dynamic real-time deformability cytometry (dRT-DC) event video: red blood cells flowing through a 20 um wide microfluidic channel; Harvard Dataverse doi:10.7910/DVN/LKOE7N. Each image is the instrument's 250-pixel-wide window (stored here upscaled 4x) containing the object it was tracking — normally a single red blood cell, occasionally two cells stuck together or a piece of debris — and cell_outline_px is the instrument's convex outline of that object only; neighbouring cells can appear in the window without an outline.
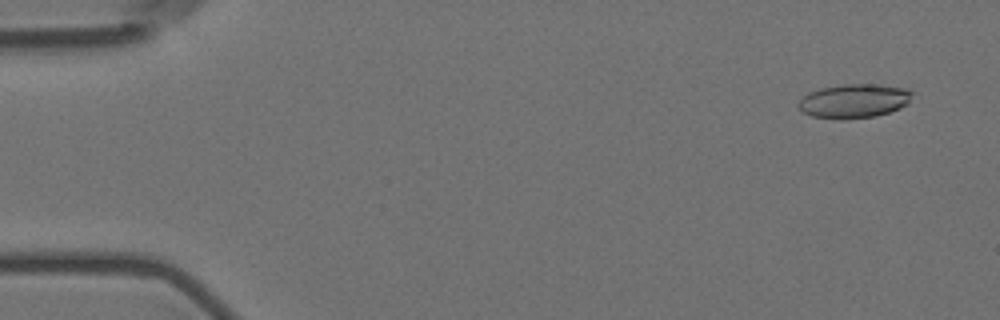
{"species": "Egyptian fruit bat (a non-hibernating species)", "species_latin": "Rousettus aegyptiacus", "temperature_condition": "room temperature", "stored_images_in_passage": 5, "camera_frame_rate_fps": 3000, "um_per_image_px": 0.085, "animal": {"sex": "female"}, "frame": {"image": 1, "passage_image": 1, "time_ms": 0.0, "image_size_px": [1000, 320], "cell_outline_px": [[912, 92], [908, 104], [900, 108], [876, 116], [812, 116], [804, 112], [796, 104], [808, 92], [820, 88], [844, 84], [880, 84], [908, 88]], "centroid_in_image_um": [72.64, 8.52], "position_along_channel_um": 12.4, "area_um2": 21.79}}
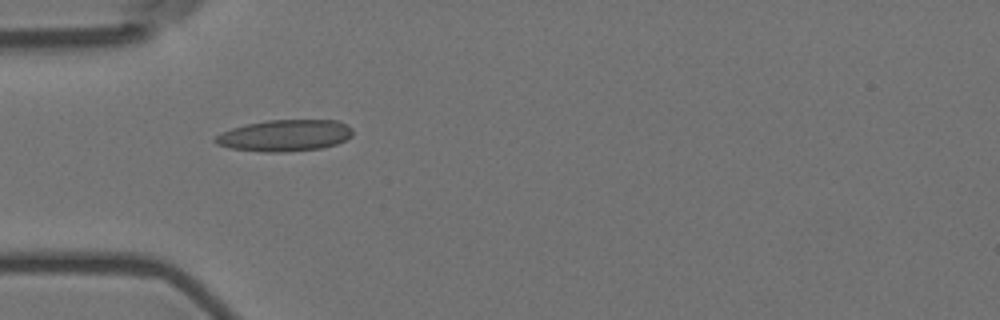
{"frame": {"image": 2, "passage_image": 4, "time_ms": 1.0, "image_size_px": [1000, 320], "cell_outline_px": [[352, 136], [336, 144], [320, 148], [284, 152], [264, 152], [232, 148], [216, 144], [212, 140], [220, 132], [232, 128], [248, 124], [268, 120], [336, 120], [352, 128]], "centroid_in_image_um": [24.18, 11.52], "position_along_channel_um": 60.8, "area_um2": 25.09}}
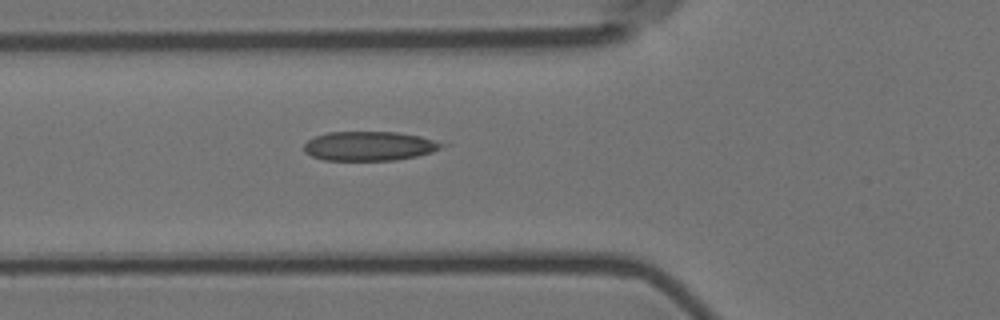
{"frame": {"image": 3, "passage_image": 5, "time_ms": 1.333, "image_size_px": [1000, 320], "cell_outline_px": [[448, 144], [432, 152], [416, 156], [396, 160], [324, 160], [312, 156], [304, 152], [304, 144], [308, 140], [316, 136], [328, 132], [396, 132], [420, 136]], "centroid_in_image_um": [31.39, 12.41], "position_along_channel_um": 94.4, "area_um2": 23.47}}